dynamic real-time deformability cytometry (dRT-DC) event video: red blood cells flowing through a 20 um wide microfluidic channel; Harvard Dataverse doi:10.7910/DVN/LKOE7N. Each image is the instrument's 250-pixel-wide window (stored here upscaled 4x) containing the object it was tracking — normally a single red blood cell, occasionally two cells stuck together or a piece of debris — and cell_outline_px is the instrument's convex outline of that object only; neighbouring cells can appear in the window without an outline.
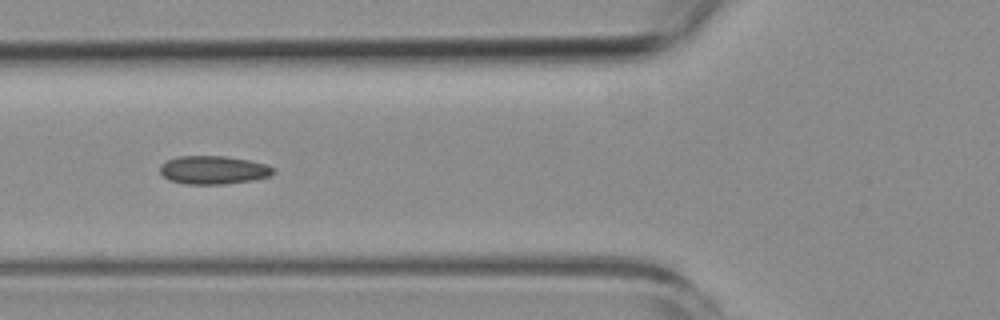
{"species": "common noctule bat (a hibernating species)", "species_latin": "Nyctalus noctula", "temperature_condition": "room temperature", "stored_images_in_passage": 9, "camera_frame_rate_fps": 3000, "um_per_image_px": 0.085, "animal": {"sex": "female", "body_mass_g": 19.3, "forearm_length_mm": 54.1}, "frame": {"image": 1, "passage_image": 4, "time_ms": 4.333, "image_size_px": [1000, 320], "cell_outline_px": [[276, 172], [272, 176], [252, 180], [224, 184], [184, 184], [168, 180], [160, 172], [160, 164], [168, 160], [180, 156], [224, 156], [248, 160], [268, 164], [276, 168]], "centroid_in_image_um": [18.18, 14.45], "position_along_channel_um": 107.6, "area_um2": 18.9}}
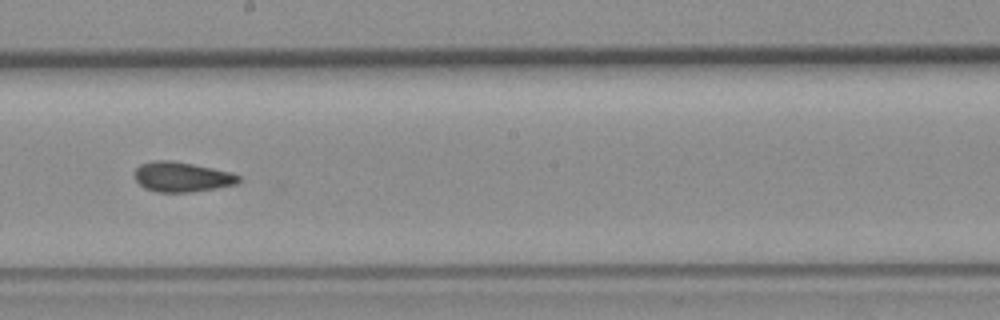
{"frame": {"image": 2, "passage_image": 7, "time_ms": 7.667, "image_size_px": [1000, 320], "cell_outline_px": [[240, 180], [236, 184], [216, 188], [192, 192], [156, 192], [144, 188], [136, 180], [136, 168], [140, 164], [152, 160], [172, 160], [232, 172], [240, 176]], "centroid_in_image_um": [15.46, 15.03], "position_along_channel_um": 232.7, "area_um2": 18.15}}
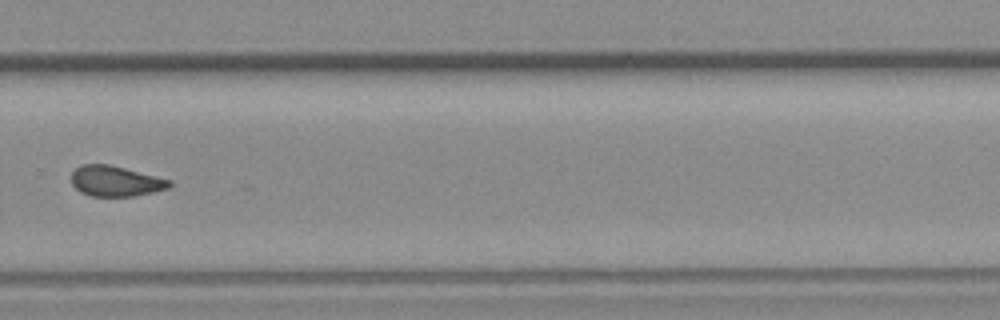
{"frame": {"image": 3, "passage_image": 9, "time_ms": 10.0, "image_size_px": [1000, 320], "cell_outline_px": [[172, 184], [168, 188], [152, 192], [132, 196], [92, 196], [80, 192], [72, 184], [72, 172], [80, 164], [108, 164], [172, 180]], "centroid_in_image_um": [9.81, 15.39], "position_along_channel_um": 320.0, "area_um2": 17.28}}